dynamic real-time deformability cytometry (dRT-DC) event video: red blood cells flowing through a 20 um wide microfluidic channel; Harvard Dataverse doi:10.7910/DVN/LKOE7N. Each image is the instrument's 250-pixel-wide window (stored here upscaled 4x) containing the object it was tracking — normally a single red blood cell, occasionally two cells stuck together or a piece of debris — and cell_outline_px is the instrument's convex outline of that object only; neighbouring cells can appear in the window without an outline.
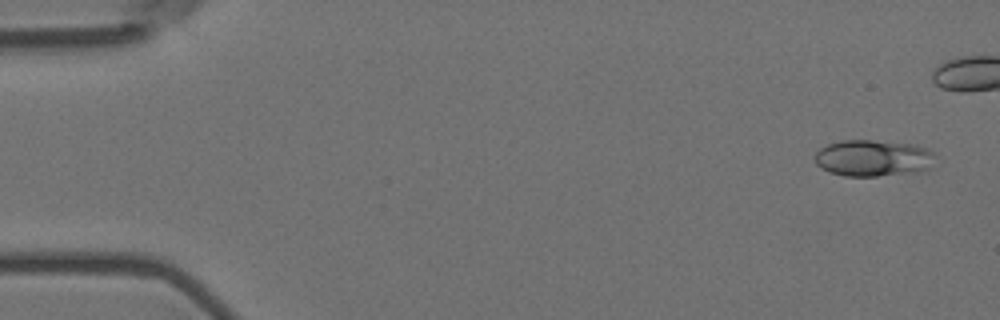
{"species": "Egyptian fruit bat (a non-hibernating species)", "species_latin": "Rousettus aegyptiacus", "temperature_condition": "room temperature", "stored_images_in_passage": 6, "camera_frame_rate_fps": 3000, "um_per_image_px": 0.085, "animal": {"sex": "female"}, "frame": {"image": 1, "passage_image": 1, "time_ms": 0.0, "image_size_px": [1000, 320], "cell_outline_px": [[932, 152], [928, 168], [916, 172], [876, 176], [844, 176], [832, 172], [816, 164], [816, 152], [820, 148], [828, 144], [840, 140], [872, 140], [916, 144], [928, 148]], "centroid_in_image_um": [74.18, 13.42], "position_along_channel_um": 10.8, "area_um2": 25.26}}